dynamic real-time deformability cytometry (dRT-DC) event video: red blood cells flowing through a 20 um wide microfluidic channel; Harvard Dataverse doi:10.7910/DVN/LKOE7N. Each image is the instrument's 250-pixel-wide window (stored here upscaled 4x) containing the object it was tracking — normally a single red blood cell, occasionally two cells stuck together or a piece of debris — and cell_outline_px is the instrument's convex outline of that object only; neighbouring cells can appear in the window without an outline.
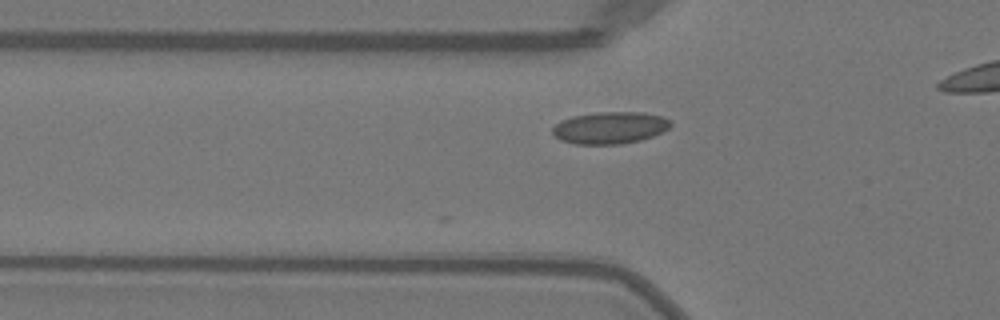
{"species": "Egyptian fruit bat (a non-hibernating species)", "species_latin": "Rousettus aegyptiacus", "temperature_condition": "warm", "stored_images_in_passage": 3, "camera_frame_rate_fps": 3000, "um_per_image_px": 0.085, "animal": {"sex": "female"}, "frame": {"image": 1, "passage_image": 3, "time_ms": 0.667, "image_size_px": [1000, 320], "cell_outline_px": [[672, 124], [668, 128], [652, 136], [640, 140], [620, 144], [576, 144], [560, 140], [552, 132], [552, 128], [560, 120], [572, 116], [596, 112], [640, 112], [664, 116], [672, 120]], "centroid_in_image_um": [51.84, 10.85], "position_along_channel_um": 74.0, "area_um2": 22.08}}